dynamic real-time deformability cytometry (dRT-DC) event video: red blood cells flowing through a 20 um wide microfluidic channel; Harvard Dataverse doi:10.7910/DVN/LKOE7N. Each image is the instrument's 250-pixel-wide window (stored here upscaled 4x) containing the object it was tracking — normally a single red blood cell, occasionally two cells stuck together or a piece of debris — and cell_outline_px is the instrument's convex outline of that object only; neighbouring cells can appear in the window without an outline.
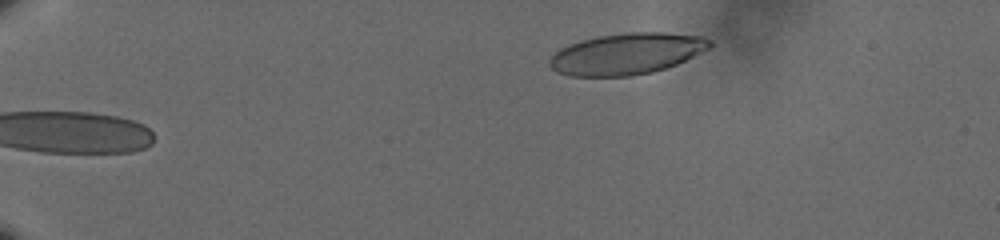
{"species": "human", "species_latin": "Homo sapiens", "temperature_condition": "cold", "stored_images_in_passage": 48, "camera_frame_rate_fps": 3000, "um_per_image_px": 0.085, "donor": {"sex": "male"}, "frame": {"image": 1, "passage_image": 1, "time_ms": 0.0, "image_size_px": [1000, 240], "cell_outline_px": [[712, 48], [676, 64], [652, 72], [632, 76], [568, 76], [556, 72], [548, 64], [548, 60], [560, 48], [568, 44], [580, 40], [596, 36], [624, 32], [668, 32], [704, 36], [712, 40]], "centroid_in_image_um": [53.28, 4.56], "position_along_channel_um": 31.7, "area_um2": 39.07}}
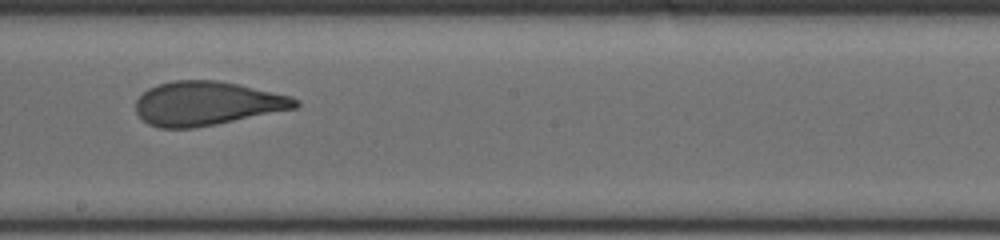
{"frame": {"image": 2, "passage_image": 26, "time_ms": 8.333, "image_size_px": [1000, 240], "cell_outline_px": [[300, 104], [296, 108], [216, 124], [192, 128], [160, 128], [148, 124], [136, 112], [136, 100], [148, 88], [156, 84], [172, 80], [216, 80], [240, 84], [292, 96], [300, 100]], "centroid_in_image_um": [17.59, 8.78], "position_along_channel_um": 230.6, "area_um2": 40.98}}
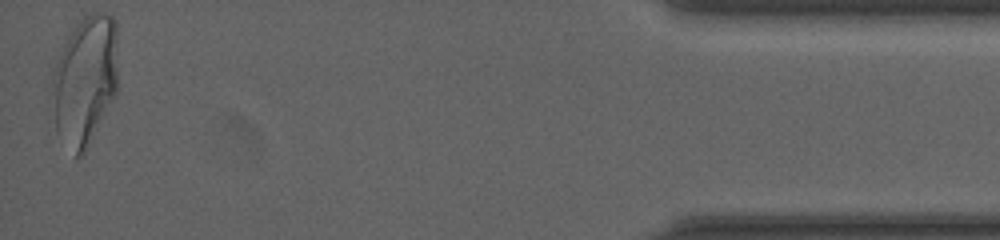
{"frame": {"image": 3, "passage_image": 48, "time_ms": 15.667, "image_size_px": [1000, 240], "cell_outline_px": [[116, 92], [84, 152], [80, 156], [76, 156], [56, 132], [52, 84], [52, 72], [64, 44], [68, 36], [76, 24], [92, 12], [104, 12], [112, 16], [116, 20]], "centroid_in_image_um": [7.22, 6.78], "position_along_channel_um": 428.0, "area_um2": 48.73}, "authors_computed_cell_mechanics": {"area_um2": 41.3848, "velocity_mm_per_s": 3.605, "shape_relaxation_time_tau1_ms": 8.7456, "shape_relaxation_time_tau2_ms": 0.9995, "deformation_change_tau1": 0.2432, "deformation_change_tau2": 0.0946}}